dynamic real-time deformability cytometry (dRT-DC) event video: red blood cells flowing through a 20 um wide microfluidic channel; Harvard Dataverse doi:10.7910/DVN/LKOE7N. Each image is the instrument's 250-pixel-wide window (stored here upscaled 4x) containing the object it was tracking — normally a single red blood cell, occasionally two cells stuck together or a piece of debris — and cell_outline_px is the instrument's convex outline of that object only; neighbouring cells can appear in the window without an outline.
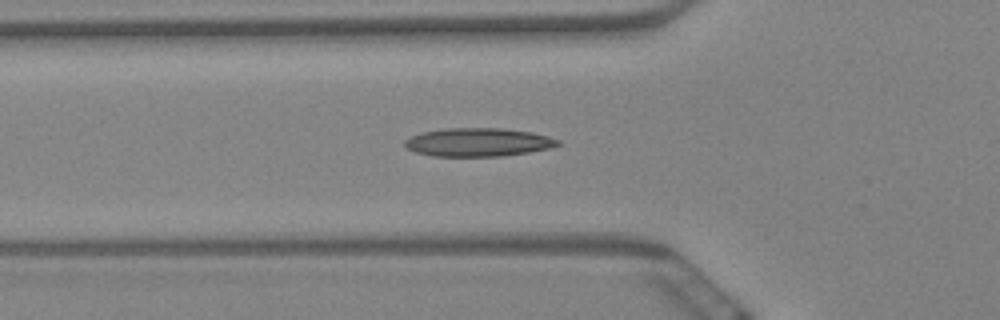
{"species": "Egyptian fruit bat (a non-hibernating species)", "species_latin": "Rousettus aegyptiacus", "temperature_condition": "warm", "stored_images_in_passage": 55, "camera_frame_rate_fps": 3000, "um_per_image_px": 0.085, "animal": {"sex": "female"}, "frame": {"image": 1, "passage_image": 21, "time_ms": 6.667, "image_size_px": [1000, 320], "cell_outline_px": [[560, 144], [548, 148], [528, 152], [500, 156], [432, 156], [416, 152], [404, 148], [404, 140], [412, 136], [424, 132], [444, 128], [500, 128], [532, 132], [548, 136], [560, 140]], "centroid_in_image_um": [40.61, 12.09], "position_along_channel_um": 85.2, "area_um2": 25.26}}
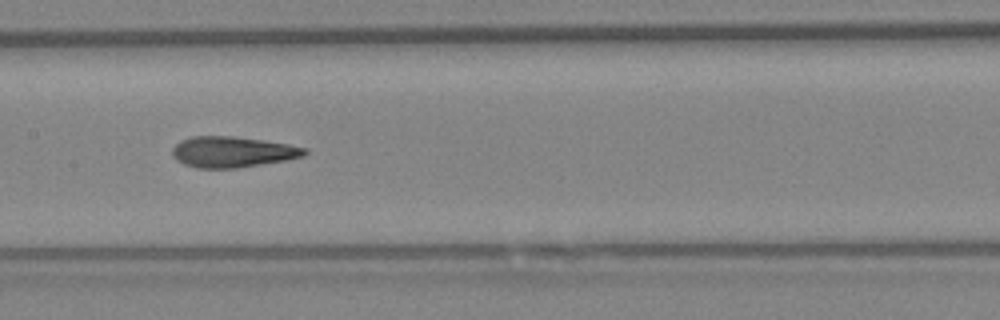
{"frame": {"image": 2, "passage_image": 30, "time_ms": 9.667, "image_size_px": [1000, 320], "cell_outline_px": [[308, 152], [304, 156], [288, 160], [236, 168], [196, 168], [184, 164], [176, 160], [172, 156], [172, 148], [180, 140], [192, 136], [232, 136], [264, 140], [288, 144], [308, 148]], "centroid_in_image_um": [19.76, 12.91], "position_along_channel_um": 187.6, "area_um2": 23.99}}
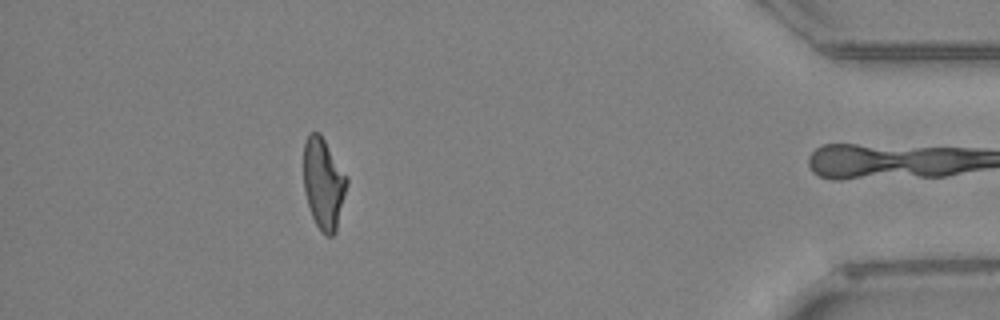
{"frame": {"image": 3, "passage_image": 54, "time_ms": 17.667, "image_size_px": [1000, 320], "cell_outline_px": [[348, 184], [336, 232], [332, 236], [328, 236], [316, 224], [312, 216], [308, 204], [304, 188], [304, 140], [312, 132], [320, 132], [348, 180]], "centroid_in_image_um": [27.5, 15.6], "position_along_channel_um": 407.7, "area_um2": 22.6}, "authors_computed_cell_mechanics": {"area_um2": 23.8714, "velocity_mm_per_s": 3.4115, "shape_relaxation_time_tau1_ms": null, "shape_relaxation_time_tau2_ms": 2.908, "deformation_change_tau1": null, "deformation_change_tau2": 0.1268}}